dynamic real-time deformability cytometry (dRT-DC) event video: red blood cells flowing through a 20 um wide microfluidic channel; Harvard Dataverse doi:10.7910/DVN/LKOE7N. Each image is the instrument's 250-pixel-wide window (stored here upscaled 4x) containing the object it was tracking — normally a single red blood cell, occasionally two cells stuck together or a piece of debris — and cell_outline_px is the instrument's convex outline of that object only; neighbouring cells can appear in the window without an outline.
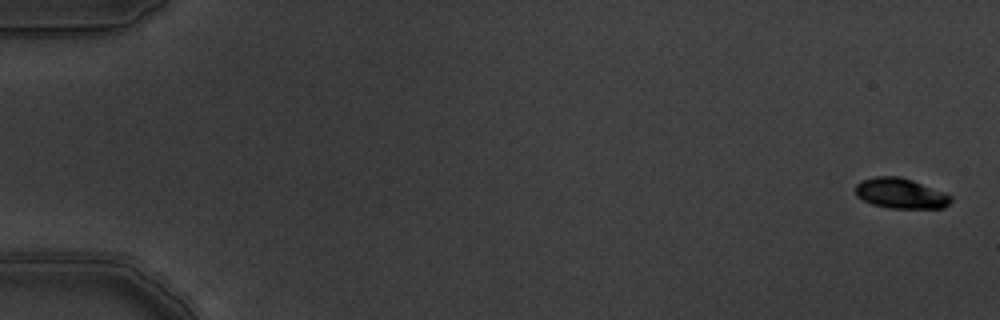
{"species": "common noctule bat (a hibernating species)", "species_latin": "Nyctalus noctula", "temperature_condition": "warm", "stored_images_in_passage": 6, "camera_frame_rate_fps": 3000, "um_per_image_px": 0.085, "animal": {"sex": "male", "body_mass_g": 19.5, "forearm_length_mm": 54.6}, "frame": {"image": 1, "passage_image": 1, "time_ms": 0.0, "image_size_px": [1000, 320], "cell_outline_px": [[952, 200], [944, 208], [888, 208], [872, 204], [856, 196], [856, 184], [864, 180], [876, 176], [900, 176], [912, 180], [944, 192], [952, 196]], "centroid_in_image_um": [76.57, 16.44], "position_along_channel_um": 8.4, "area_um2": 16.76}}
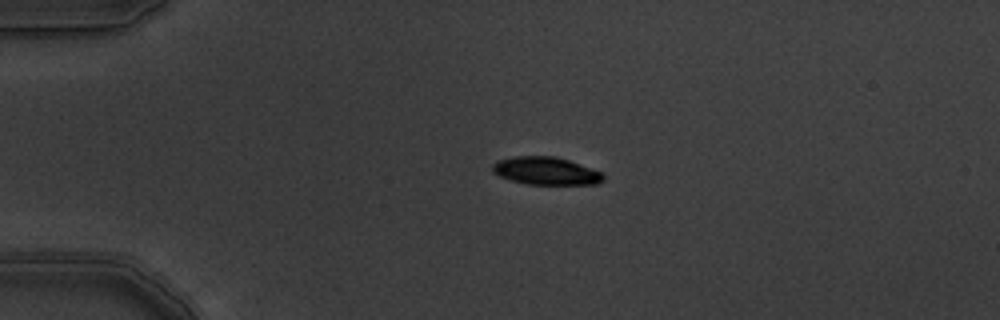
{"frame": {"image": 2, "passage_image": 5, "time_ms": 1.333, "image_size_px": [1000, 320], "cell_outline_px": [[604, 180], [596, 184], [528, 184], [512, 180], [500, 176], [492, 172], [492, 164], [496, 160], [512, 156], [556, 156], [568, 160], [600, 172], [604, 176]], "centroid_in_image_um": [46.35, 14.52], "position_along_channel_um": 38.6, "area_um2": 17.8}}